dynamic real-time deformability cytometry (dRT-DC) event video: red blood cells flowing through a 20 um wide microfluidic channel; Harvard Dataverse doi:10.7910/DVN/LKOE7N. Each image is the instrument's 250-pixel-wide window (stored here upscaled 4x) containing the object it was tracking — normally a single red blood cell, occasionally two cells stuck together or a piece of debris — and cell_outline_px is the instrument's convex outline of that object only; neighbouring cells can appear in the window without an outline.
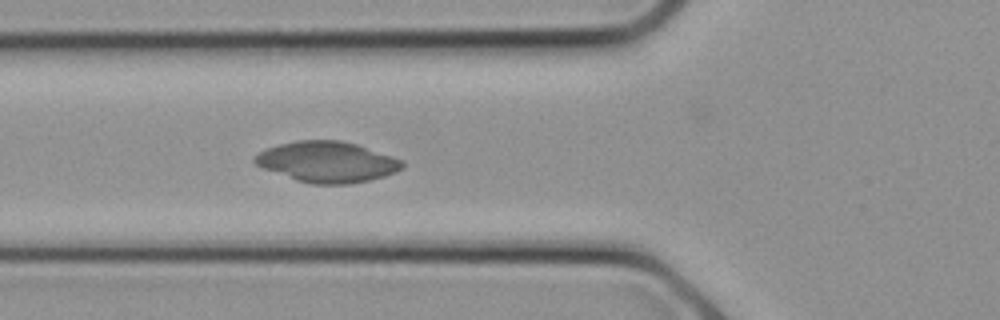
{"species": "common noctule bat (a hibernating species)", "species_latin": "Nyctalus noctula", "temperature_condition": "cold", "stored_images_in_passage": 9, "camera_frame_rate_fps": 3000, "um_per_image_px": 0.085, "animal": {"sex": "female", "body_mass_g": 21.9}, "frame": {"image": 1, "passage_image": 9, "time_ms": 2.667, "image_size_px": [1000, 320], "cell_outline_px": [[404, 168], [396, 172], [384, 176], [368, 180], [348, 184], [312, 184], [296, 180], [264, 168], [256, 164], [252, 160], [252, 156], [268, 148], [280, 144], [296, 140], [340, 140], [356, 144], [404, 160]], "centroid_in_image_um": [27.82, 13.76], "position_along_channel_um": 98.0, "area_um2": 34.91}}